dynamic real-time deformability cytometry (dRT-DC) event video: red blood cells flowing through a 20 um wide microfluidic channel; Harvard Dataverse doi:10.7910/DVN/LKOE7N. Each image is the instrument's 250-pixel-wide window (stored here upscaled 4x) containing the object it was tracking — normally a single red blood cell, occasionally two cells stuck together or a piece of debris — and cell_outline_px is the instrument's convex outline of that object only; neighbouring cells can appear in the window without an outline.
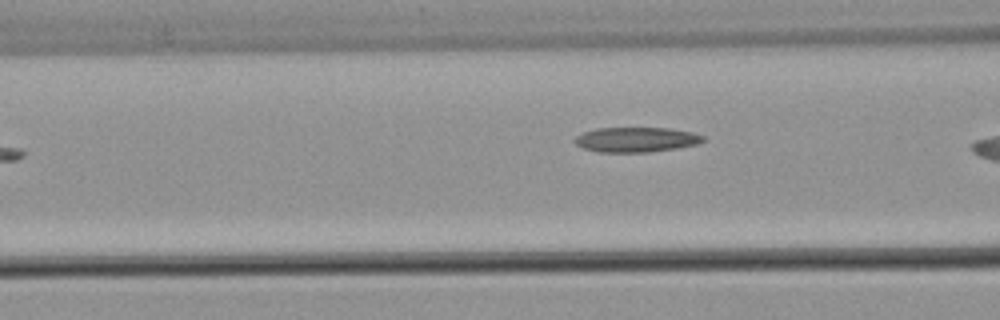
{"species": "common noctule bat (a hibernating species)", "species_latin": "Nyctalus noctula", "temperature_condition": "warm", "stored_images_in_passage": 3, "camera_frame_rate_fps": 3000, "um_per_image_px": 0.085, "animal": {"sex": "male", "body_mass_g": 21.5, "forearm_length_mm": 52.0}, "frame": {"image": 1, "passage_image": 3, "time_ms": 0.667, "image_size_px": [1000, 320], "cell_outline_px": [[704, 140], [696, 144], [676, 148], [648, 152], [596, 152], [584, 148], [576, 144], [572, 140], [576, 136], [584, 132], [596, 128], [668, 128], [692, 132], [704, 136]], "centroid_in_image_um": [54.03, 11.86], "position_along_channel_um": 112.6, "area_um2": 18.55}}